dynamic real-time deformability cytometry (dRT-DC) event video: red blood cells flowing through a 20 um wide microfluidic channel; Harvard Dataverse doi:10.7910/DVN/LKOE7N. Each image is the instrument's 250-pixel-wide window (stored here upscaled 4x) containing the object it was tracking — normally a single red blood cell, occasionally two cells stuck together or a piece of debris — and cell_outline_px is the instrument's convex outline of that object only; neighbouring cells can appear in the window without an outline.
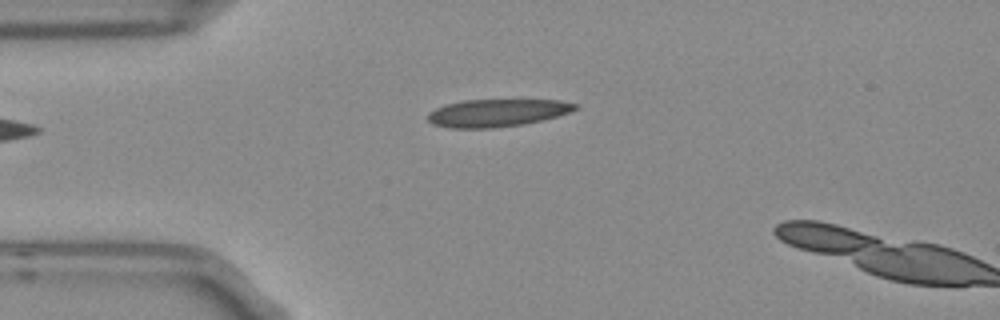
{"species": "Egyptian fruit bat (a non-hibernating species)", "species_latin": "Rousettus aegyptiacus", "temperature_condition": "room temperature", "stored_images_in_passage": 4, "camera_frame_rate_fps": 3000, "um_per_image_px": 0.085, "frame": {"image": 1, "passage_image": 4, "time_ms": 1.0, "image_size_px": [1000, 320], "cell_outline_px": [[580, 108], [544, 120], [524, 124], [492, 128], [448, 128], [432, 124], [428, 120], [428, 112], [444, 104], [464, 100], [560, 100], [580, 104]], "centroid_in_image_um": [42.26, 9.59], "position_along_channel_um": 42.7, "area_um2": 23.87}}